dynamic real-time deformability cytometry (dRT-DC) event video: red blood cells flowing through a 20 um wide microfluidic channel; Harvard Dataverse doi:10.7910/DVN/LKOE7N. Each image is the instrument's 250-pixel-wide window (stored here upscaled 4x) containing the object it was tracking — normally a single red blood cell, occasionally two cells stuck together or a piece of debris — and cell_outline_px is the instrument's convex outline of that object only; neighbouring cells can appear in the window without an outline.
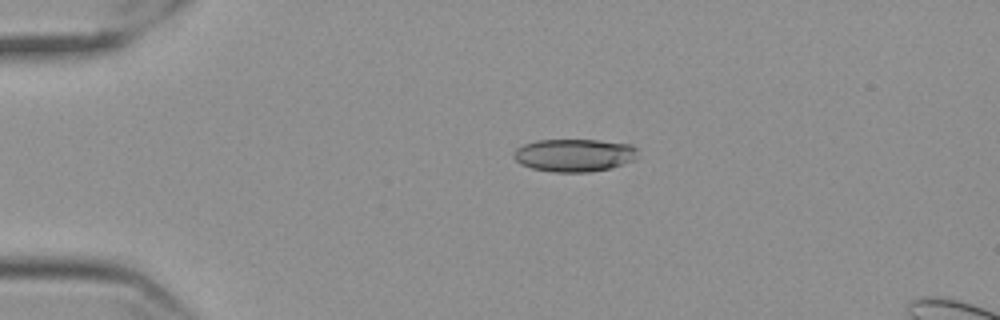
{"species": "Egyptian fruit bat (a non-hibernating species)", "species_latin": "Rousettus aegyptiacus", "temperature_condition": "cold", "stored_images_in_passage": 46, "camera_frame_rate_fps": 3000, "um_per_image_px": 0.085, "frame": {"image": 1, "passage_image": 1, "time_ms": 0.0, "image_size_px": [1000, 320], "cell_outline_px": [[636, 160], [612, 168], [588, 172], [552, 172], [532, 168], [520, 164], [512, 156], [512, 152], [516, 148], [524, 144], [536, 140], [596, 140], [632, 144], [636, 148]], "centroid_in_image_um": [48.8, 13.19], "position_along_channel_um": 36.2, "area_um2": 23.93}}
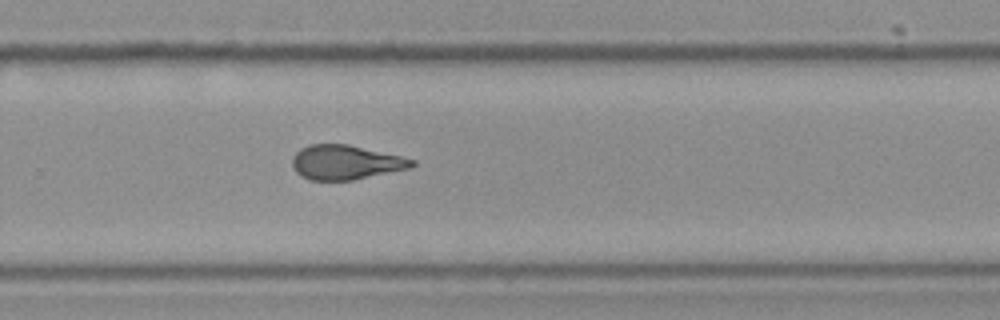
{"frame": {"image": 2, "passage_image": 27, "time_ms": 8.667, "image_size_px": [1000, 320], "cell_outline_px": [[416, 164], [412, 168], [352, 180], [308, 180], [296, 172], [292, 164], [292, 156], [300, 148], [308, 144], [348, 144], [400, 156], [416, 160]], "centroid_in_image_um": [29.37, 13.8], "position_along_channel_um": 300.4, "area_um2": 24.1}}
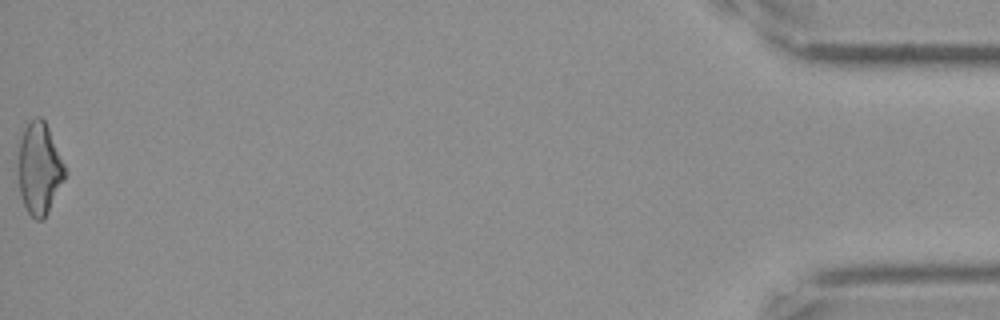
{"frame": {"image": 3, "passage_image": 46, "time_ms": 15.0, "image_size_px": [1000, 320], "cell_outline_px": [[64, 180], [44, 220], [36, 220], [28, 212], [24, 204], [20, 192], [20, 140], [24, 128], [36, 116], [40, 116], [44, 120], [48, 128], [64, 164]], "centroid_in_image_um": [3.36, 14.34], "position_along_channel_um": 431.8, "area_um2": 24.16}, "authors_computed_cell_mechanics": {"area_um2": 24.3338, "velocity_mm_per_s": 3.5561, "shape_relaxation_time_tau1_ms": 9.5874, "shape_relaxation_time_tau2_ms": 1.8088, "deformation_change_tau1": 0.2198, "deformation_change_tau2": 0.0969}}